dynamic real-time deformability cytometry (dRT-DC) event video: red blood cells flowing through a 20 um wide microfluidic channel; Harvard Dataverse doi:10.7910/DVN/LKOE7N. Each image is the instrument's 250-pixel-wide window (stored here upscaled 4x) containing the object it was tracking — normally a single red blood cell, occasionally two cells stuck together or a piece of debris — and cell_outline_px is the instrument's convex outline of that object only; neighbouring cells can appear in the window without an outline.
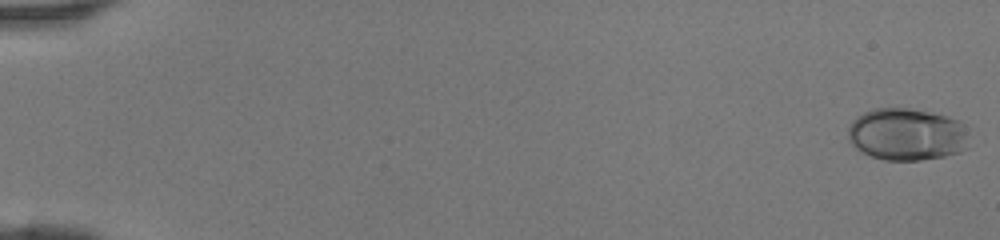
{"species": "human", "species_latin": "Homo sapiens", "temperature_condition": "room temperature", "stored_images_in_passage": 46, "camera_frame_rate_fps": 3000, "um_per_image_px": 0.085, "donor": {"sex": "female"}, "frame": {"image": 1, "passage_image": 1, "time_ms": 0.0, "image_size_px": [1000, 240], "cell_outline_px": [[968, 148], [960, 152], [944, 156], [920, 160], [884, 160], [872, 156], [856, 148], [848, 140], [848, 128], [852, 120], [856, 116], [864, 112], [876, 108], [908, 108], [948, 116], [960, 120], [964, 124]], "centroid_in_image_um": [77.07, 11.42], "position_along_channel_um": 7.9, "area_um2": 36.93}}
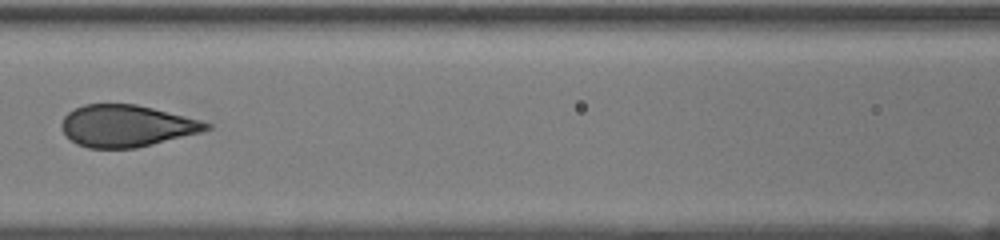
{"frame": {"image": 2, "passage_image": 23, "time_ms": 7.333, "image_size_px": [1000, 240], "cell_outline_px": [[212, 128], [200, 132], [136, 148], [88, 148], [76, 144], [64, 132], [60, 124], [64, 116], [68, 112], [84, 104], [136, 104], [200, 120], [212, 124]], "centroid_in_image_um": [10.73, 10.7], "position_along_channel_um": 155.9, "area_um2": 34.97}}
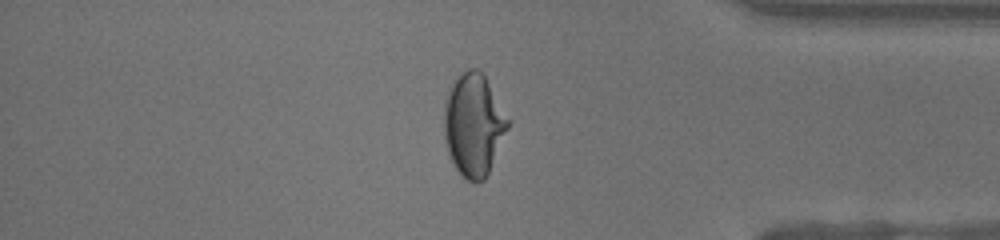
{"frame": {"image": 3, "passage_image": 40, "time_ms": 13.0, "image_size_px": [1000, 240], "cell_outline_px": [[512, 120], [488, 172], [484, 180], [468, 180], [456, 168], [448, 152], [444, 136], [444, 104], [452, 80], [456, 76], [468, 68], [476, 68], [484, 76]], "centroid_in_image_um": [40.27, 10.55], "position_along_channel_um": 394.9, "area_um2": 37.97}}